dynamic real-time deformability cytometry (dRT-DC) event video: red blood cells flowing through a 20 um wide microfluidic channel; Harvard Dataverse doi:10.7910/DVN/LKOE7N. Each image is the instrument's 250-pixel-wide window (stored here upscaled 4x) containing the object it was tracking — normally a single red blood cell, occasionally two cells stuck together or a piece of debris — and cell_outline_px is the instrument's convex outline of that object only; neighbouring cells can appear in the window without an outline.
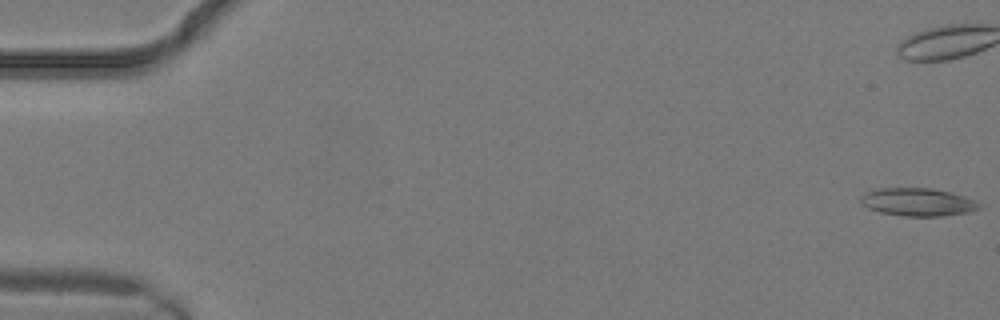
{"species": "common noctule bat (a hibernating species)", "species_latin": "Nyctalus noctula", "temperature_condition": "warm", "stored_images_in_passage": 10, "camera_frame_rate_fps": 3000, "um_per_image_px": 0.085, "animal": {"sex": "male", "body_mass_g": 19.2, "forearm_length_mm": 51.8}, "frame": {"image": 1, "passage_image": 1, "time_ms": 0.0, "image_size_px": [1000, 320], "cell_outline_px": [[984, 204], [980, 208], [968, 212], [944, 216], [904, 216], [880, 212], [868, 208], [860, 200], [860, 196], [864, 192], [880, 188], [932, 188], [952, 192], [964, 196]], "centroid_in_image_um": [78.04, 17.17], "position_along_channel_um": 7.0, "area_um2": 19.42}}